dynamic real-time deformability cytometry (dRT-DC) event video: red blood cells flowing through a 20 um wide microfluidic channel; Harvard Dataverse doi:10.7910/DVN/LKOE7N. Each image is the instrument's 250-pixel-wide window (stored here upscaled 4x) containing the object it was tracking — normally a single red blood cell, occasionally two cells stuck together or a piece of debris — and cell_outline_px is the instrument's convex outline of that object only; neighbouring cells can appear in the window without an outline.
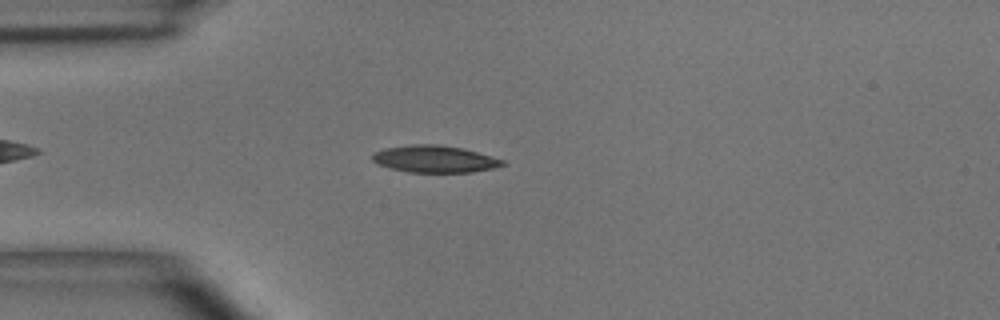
{"species": "common noctule bat (a hibernating species)", "species_latin": "Nyctalus noctula", "temperature_condition": "room temperature", "stored_images_in_passage": 46, "camera_frame_rate_fps": 3000, "um_per_image_px": 0.085, "animal": {"sex": "male", "body_mass_g": 15.6}, "frame": {"image": 1, "passage_image": 9, "time_ms": 2.667, "image_size_px": [1000, 320], "cell_outline_px": [[508, 164], [492, 168], [472, 172], [408, 172], [388, 168], [376, 164], [372, 160], [372, 152], [384, 148], [412, 144], [440, 144], [464, 148], [504, 160]], "centroid_in_image_um": [36.91, 13.51], "position_along_channel_um": 48.1, "area_um2": 20.75}}
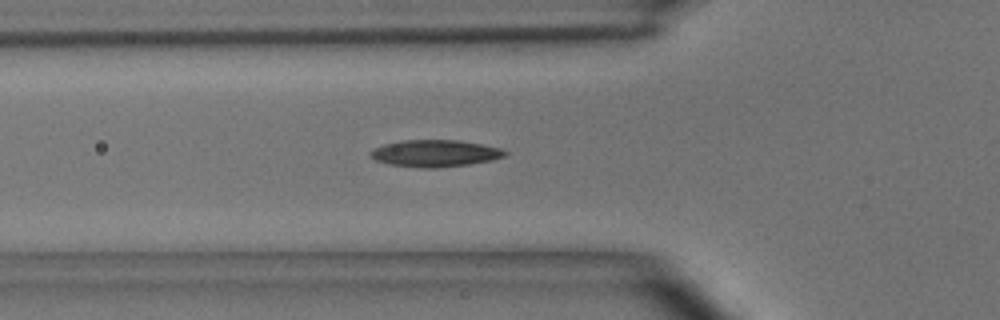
{"frame": {"image": 2, "passage_image": 13, "time_ms": 4.0, "image_size_px": [1000, 320], "cell_outline_px": [[508, 152], [504, 156], [492, 160], [468, 164], [436, 168], [420, 168], [388, 164], [376, 160], [368, 156], [368, 152], [384, 144], [400, 140], [460, 140], [500, 148]], "centroid_in_image_um": [36.94, 13.03], "position_along_channel_um": 88.9, "area_um2": 21.1}}
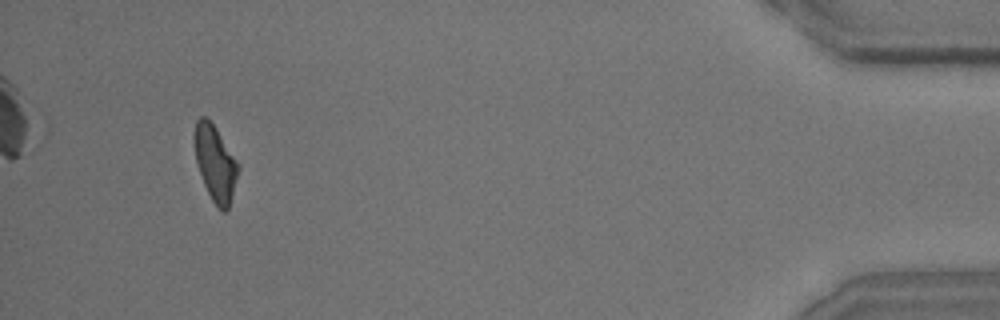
{"frame": {"image": 3, "passage_image": 43, "time_ms": 14.0, "image_size_px": [1000, 320], "cell_outline_px": [[240, 168], [228, 208], [224, 212], [212, 200], [204, 184], [196, 160], [192, 140], [192, 136], [196, 120], [200, 116], [204, 116], [216, 128], [240, 164]], "centroid_in_image_um": [18.28, 13.81], "position_along_channel_um": 416.9, "area_um2": 19.25}, "authors_computed_cell_mechanics": {"area_um2": 20.0566, "velocity_mm_per_s": 3.9738, "shape_relaxation_time_tau1_ms": 3.3654, "shape_relaxation_time_tau2_ms": 2.4385, "deformation_change_tau1": 0.1526, "deformation_change_tau2": 0.1142}}